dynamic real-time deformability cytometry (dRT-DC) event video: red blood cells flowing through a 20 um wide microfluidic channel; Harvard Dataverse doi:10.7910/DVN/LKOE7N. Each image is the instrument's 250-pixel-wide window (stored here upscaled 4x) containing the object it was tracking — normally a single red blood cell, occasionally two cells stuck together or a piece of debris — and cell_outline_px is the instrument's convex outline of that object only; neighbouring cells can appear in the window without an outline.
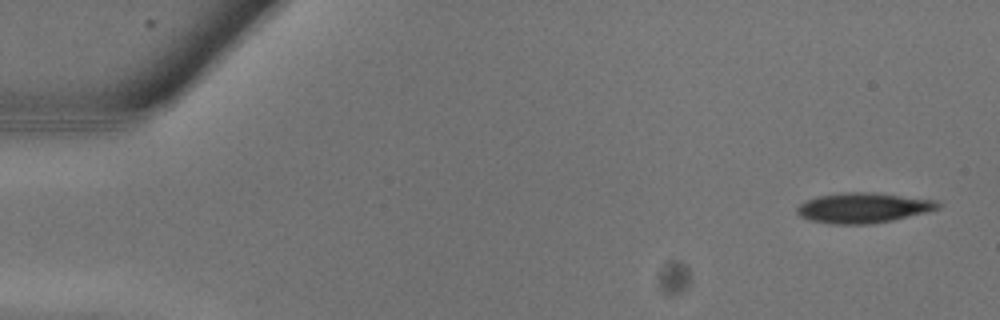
{"species": "common noctule bat (a hibernating species)", "species_latin": "Nyctalus noctula", "temperature_condition": "warm", "stored_images_in_passage": 9, "camera_frame_rate_fps": 3000, "um_per_image_px": 0.085, "animal": {"sex": "male", "body_mass_g": 13.3}, "frame": {"image": 1, "passage_image": 1, "time_ms": 0.0, "image_size_px": [1000, 320], "cell_outline_px": [[944, 204], [940, 208], [928, 212], [892, 220], [872, 224], [832, 224], [808, 220], [800, 216], [796, 212], [796, 208], [800, 204], [808, 200], [820, 196], [844, 192], [872, 192], [936, 200]], "centroid_in_image_um": [73.41, 17.67], "position_along_channel_um": 11.6, "area_um2": 24.85}}
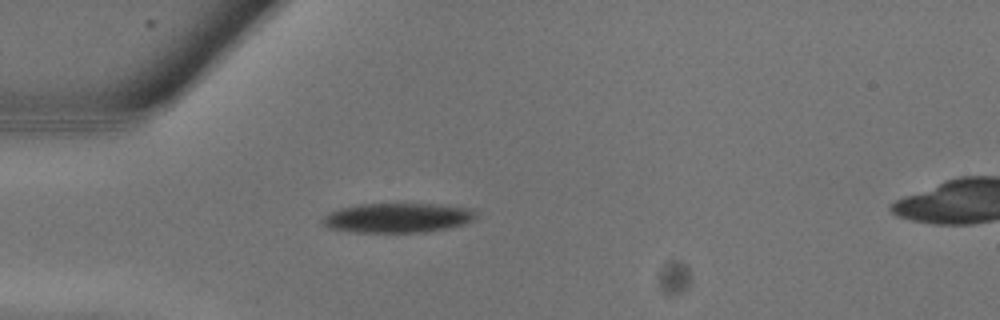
{"frame": {"image": 2, "passage_image": 7, "time_ms": 2.0, "image_size_px": [1000, 320], "cell_outline_px": [[476, 216], [472, 220], [464, 224], [448, 228], [424, 232], [356, 232], [328, 228], [320, 220], [324, 216], [340, 208], [360, 204], [432, 204], [472, 208], [476, 212]], "centroid_in_image_um": [33.8, 18.51], "position_along_channel_um": 51.2, "area_um2": 26.3}}
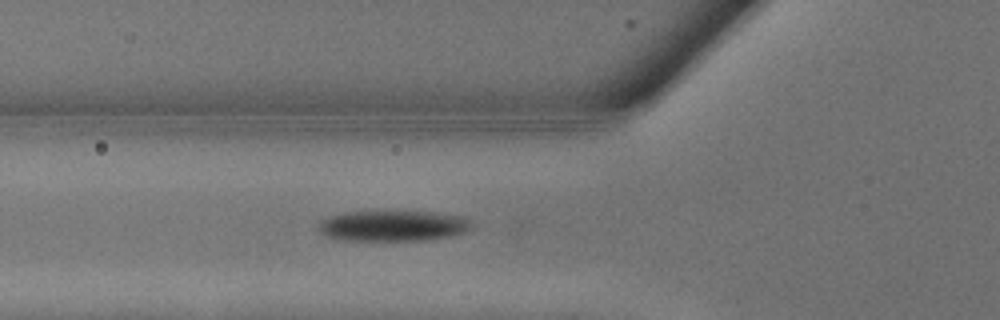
{"frame": {"image": 3, "passage_image": 9, "time_ms": 2.667, "image_size_px": [1000, 320], "cell_outline_px": [[472, 228], [464, 232], [452, 236], [428, 240], [336, 240], [324, 236], [316, 228], [320, 220], [328, 216], [344, 212], [396, 208], [436, 212], [464, 216], [472, 220]], "centroid_in_image_um": [33.38, 19.14], "position_along_channel_um": 92.4, "area_um2": 29.13}}